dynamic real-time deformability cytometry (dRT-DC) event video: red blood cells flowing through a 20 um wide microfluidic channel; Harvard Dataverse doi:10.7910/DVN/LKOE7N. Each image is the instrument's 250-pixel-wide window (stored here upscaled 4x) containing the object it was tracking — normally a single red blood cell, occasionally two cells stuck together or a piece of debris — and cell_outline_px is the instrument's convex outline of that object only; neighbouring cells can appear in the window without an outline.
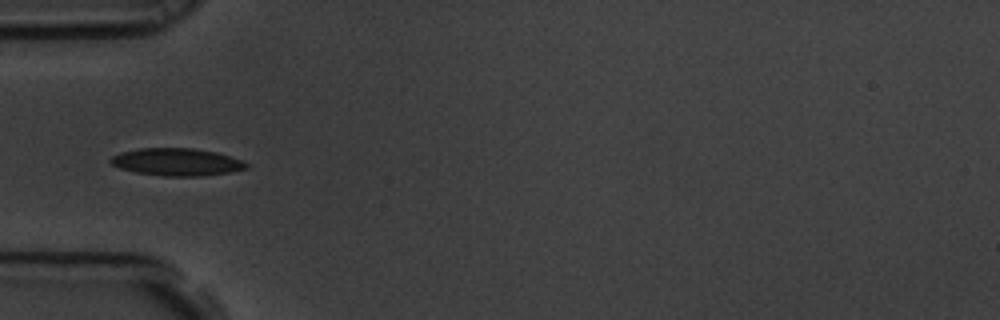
{"species": "common noctule bat (a hibernating species)", "species_latin": "Nyctalus noctula", "temperature_condition": "room temperature", "stored_images_in_passage": 5, "camera_frame_rate_fps": 3000, "um_per_image_px": 0.085, "animal": {"sex": "male", "body_mass_g": 19.5, "forearm_length_mm": 54.6}, "frame": {"image": 1, "passage_image": 5, "time_ms": 1.333, "image_size_px": [1000, 320], "cell_outline_px": [[248, 168], [232, 172], [200, 176], [164, 176], [136, 172], [120, 168], [112, 164], [108, 160], [112, 156], [120, 152], [140, 148], [192, 148], [216, 152], [240, 160], [248, 164]], "centroid_in_image_um": [15.01, 13.77], "position_along_channel_um": 70.0, "area_um2": 21.62}}